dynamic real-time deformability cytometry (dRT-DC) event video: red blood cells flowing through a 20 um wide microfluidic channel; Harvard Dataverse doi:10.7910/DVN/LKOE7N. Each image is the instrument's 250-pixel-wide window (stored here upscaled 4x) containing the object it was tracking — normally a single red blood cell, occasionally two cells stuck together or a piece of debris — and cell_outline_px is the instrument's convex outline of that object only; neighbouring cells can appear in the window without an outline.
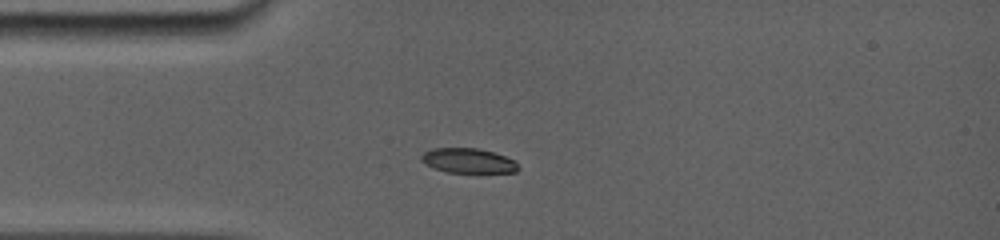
{"species": "common noctule bat (a hibernating species)", "species_latin": "Nyctalus noctula", "temperature_condition": "room temperature", "stored_images_in_passage": 6, "camera_frame_rate_fps": 5000, "um_per_image_px": 0.085, "animal": {"sex": "female", "body_mass_g": 19.0, "forearm_length_mm": 56.7}, "frame": {"image": 1, "passage_image": 1, "time_ms": 0.0, "image_size_px": [1000, 240], "cell_outline_px": [[520, 168], [516, 172], [448, 172], [432, 168], [424, 164], [420, 160], [420, 156], [424, 152], [432, 148], [476, 148], [492, 152], [516, 160]], "centroid_in_image_um": [39.77, 13.66], "position_along_channel_um": 45.2, "area_um2": 14.05}}
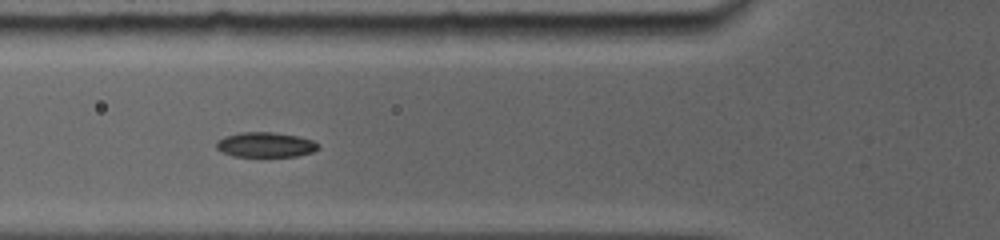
{"frame": {"image": 2, "passage_image": 5, "time_ms": 1.8, "image_size_px": [1000, 240], "cell_outline_px": [[320, 148], [312, 152], [296, 156], [232, 156], [216, 148], [216, 140], [224, 136], [240, 132], [272, 132], [296, 136], [312, 140]], "centroid_in_image_um": [22.52, 12.3], "position_along_channel_um": 103.3, "area_um2": 14.68}}
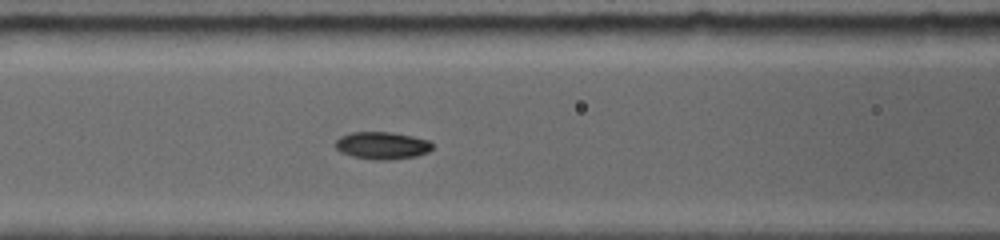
{"frame": {"image": 3, "passage_image": 6, "time_ms": 2.6, "image_size_px": [1000, 240], "cell_outline_px": [[432, 148], [428, 152], [416, 156], [388, 160], [376, 160], [352, 156], [340, 152], [336, 148], [336, 140], [340, 136], [352, 132], [392, 132], [412, 136], [428, 140], [432, 144]], "centroid_in_image_um": [32.47, 12.37], "position_along_channel_um": 134.1, "area_um2": 15.43}}